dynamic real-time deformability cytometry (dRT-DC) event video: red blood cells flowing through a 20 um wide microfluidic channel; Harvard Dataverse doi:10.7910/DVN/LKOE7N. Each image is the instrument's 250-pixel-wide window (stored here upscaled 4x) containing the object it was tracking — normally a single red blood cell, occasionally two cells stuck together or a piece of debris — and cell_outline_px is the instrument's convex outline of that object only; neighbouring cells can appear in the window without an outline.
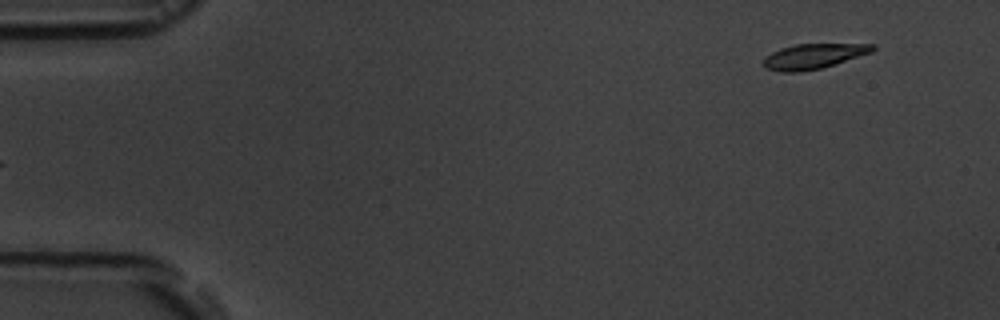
{"species": "common noctule bat (a hibernating species)", "species_latin": "Nyctalus noctula", "temperature_condition": "room temperature", "stored_images_in_passage": 6, "camera_frame_rate_fps": 3000, "um_per_image_px": 0.085, "animal": {"sex": "male", "body_mass_g": 19.5, "forearm_length_mm": 54.6}, "frame": {"image": 1, "passage_image": 6, "time_ms": 5.333, "image_size_px": [1000, 320], "cell_outline_px": [[876, 48], [872, 52], [820, 68], [800, 72], [780, 72], [764, 68], [764, 60], [772, 52], [780, 48], [796, 44], [876, 44]], "centroid_in_image_um": [69.14, 4.78], "position_along_channel_um": 15.9, "area_um2": 15.72}}